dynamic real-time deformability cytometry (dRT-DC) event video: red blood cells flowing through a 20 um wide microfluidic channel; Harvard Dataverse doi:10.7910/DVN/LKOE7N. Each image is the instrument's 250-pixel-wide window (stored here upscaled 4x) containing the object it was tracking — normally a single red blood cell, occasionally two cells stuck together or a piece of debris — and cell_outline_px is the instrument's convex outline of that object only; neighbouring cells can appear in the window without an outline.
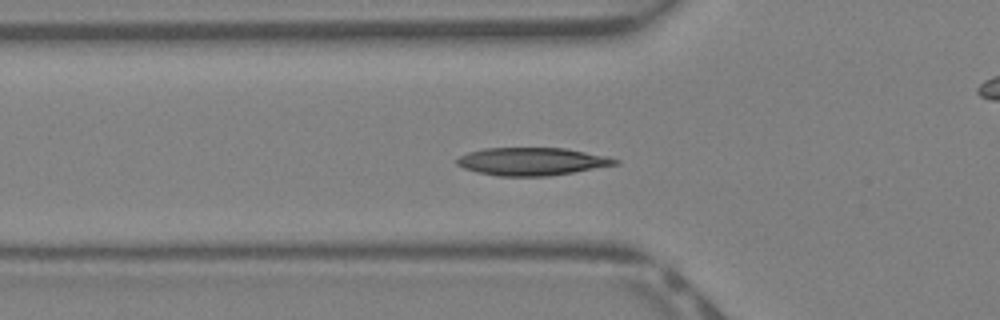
{"species": "Egyptian fruit bat (a non-hibernating species)", "species_latin": "Rousettus aegyptiacus", "temperature_condition": "warm", "stored_images_in_passage": 42, "camera_frame_rate_fps": 3000, "um_per_image_px": 0.085, "animal": {"sex": "female"}, "frame": {"image": 1, "passage_image": 14, "time_ms": 4.333, "image_size_px": [1000, 320], "cell_outline_px": [[620, 164], [548, 176], [500, 176], [476, 172], [464, 168], [456, 164], [456, 160], [460, 156], [468, 152], [484, 148], [564, 148], [608, 156], [620, 160]], "centroid_in_image_um": [45.22, 13.72], "position_along_channel_um": 80.6, "area_um2": 25.61}}
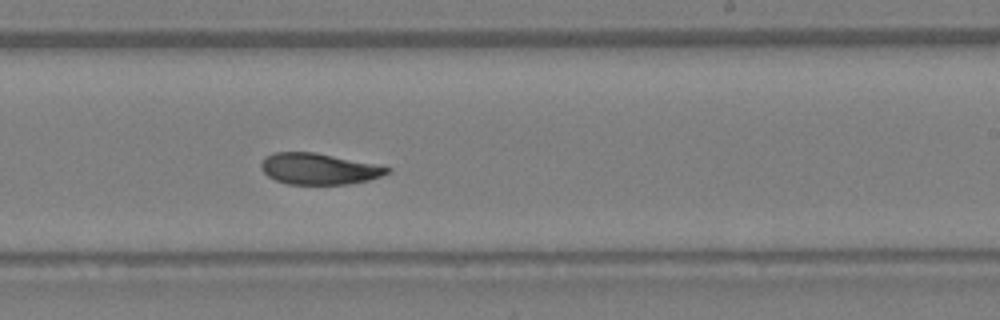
{"frame": {"image": 2, "passage_image": 25, "time_ms": 8.0, "image_size_px": [1000, 320], "cell_outline_px": [[392, 172], [368, 180], [348, 184], [288, 184], [276, 180], [268, 176], [264, 172], [260, 164], [264, 156], [272, 152], [316, 152], [384, 164], [392, 168]], "centroid_in_image_um": [27.18, 14.33], "position_along_channel_um": 261.8, "area_um2": 23.47}}
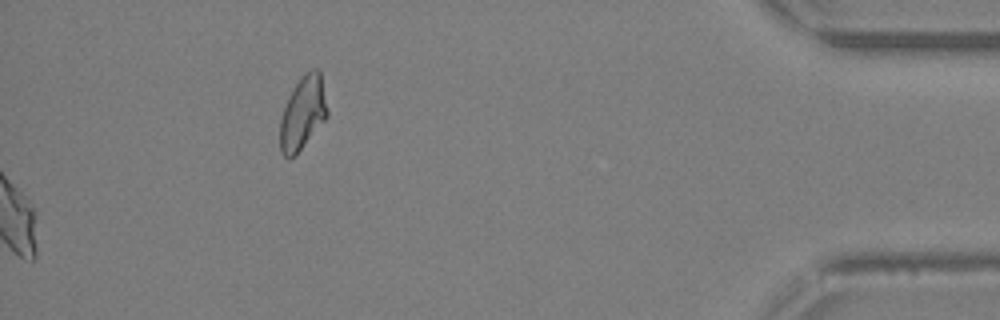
{"frame": {"image": 3, "passage_image": 42, "time_ms": 13.667, "image_size_px": [1000, 320], "cell_outline_px": [[328, 116], [296, 156], [288, 160], [280, 152], [280, 120], [288, 96], [300, 76], [304, 72], [312, 68], [320, 68], [328, 112]], "centroid_in_image_um": [25.73, 9.6], "position_along_channel_um": 409.5, "area_um2": 20.58}, "authors_computed_cell_mechanics": {"area_um2": 24.0737, "velocity_mm_per_s": 4.9448, "shape_relaxation_time_tau1_ms": 5.8775, "shape_relaxation_time_tau2_ms": 3.3391, "deformation_change_tau1": 0.185, "deformation_change_tau2": 0.075}}